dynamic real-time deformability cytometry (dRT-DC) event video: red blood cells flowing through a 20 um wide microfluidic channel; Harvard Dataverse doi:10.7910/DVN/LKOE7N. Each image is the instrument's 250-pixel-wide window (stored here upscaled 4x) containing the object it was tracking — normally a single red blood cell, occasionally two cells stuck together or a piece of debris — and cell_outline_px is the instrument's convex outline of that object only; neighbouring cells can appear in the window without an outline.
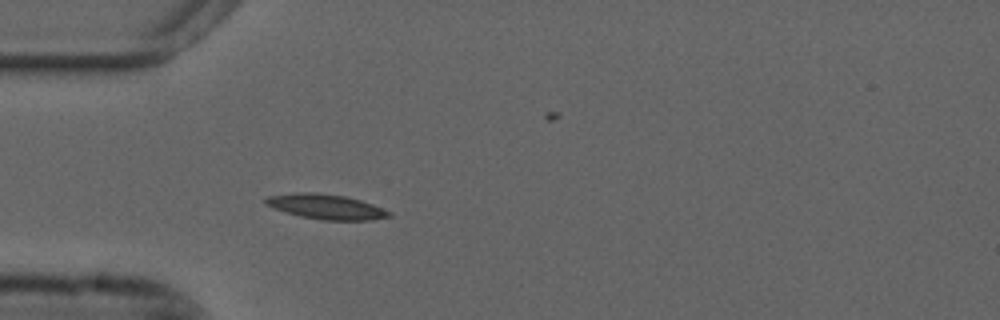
{"species": "common noctule bat (a hibernating species)", "species_latin": "Nyctalus noctula", "temperature_condition": "cold", "stored_images_in_passage": 41, "camera_frame_rate_fps": 3000, "um_per_image_px": 0.085, "animal": {"sex": "male", "forearm_length_mm": 52.5}, "frame": {"image": 1, "passage_image": 1, "time_ms": 0.0, "image_size_px": [1000, 320], "cell_outline_px": [[392, 216], [372, 220], [320, 220], [300, 216], [264, 204], [264, 200], [268, 196], [296, 192], [316, 192], [344, 196], [360, 200], [372, 204], [392, 212]], "centroid_in_image_um": [27.74, 17.57], "position_along_channel_um": 57.3, "area_um2": 17.86}}
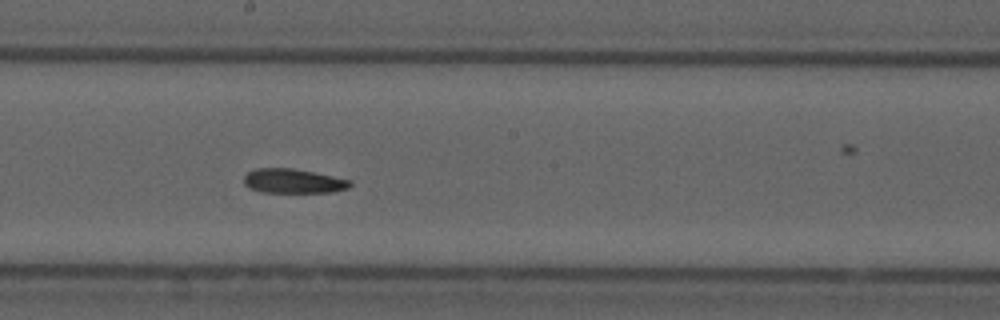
{"frame": {"image": 2, "passage_image": 15, "time_ms": 4.667, "image_size_px": [1000, 320], "cell_outline_px": [[352, 184], [348, 188], [332, 192], [260, 192], [248, 188], [244, 184], [244, 176], [248, 172], [256, 168], [292, 168], [352, 180]], "centroid_in_image_um": [24.9, 15.39], "position_along_channel_um": 223.3, "area_um2": 15.09}}
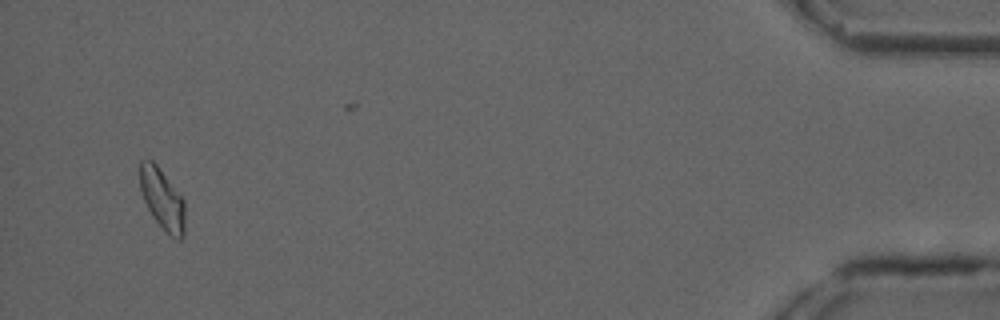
{"frame": {"image": 3, "passage_image": 38, "time_ms": 12.333, "image_size_px": [1000, 320], "cell_outline_px": [[184, 236], [180, 240], [176, 240], [152, 216], [144, 200], [140, 188], [140, 160], [152, 160], [156, 164], [184, 200]], "centroid_in_image_um": [13.79, 16.92], "position_along_channel_um": 421.4, "area_um2": 15.61}, "authors_computed_cell_mechanics": {"area_um2": 15.8372, "velocity_mm_per_s": 3.6698, "shape_relaxation_time_tau1_ms": null, "shape_relaxation_time_tau2_ms": 5.0344, "deformation_change_tau1": null, "deformation_change_tau2": 0.1102}}